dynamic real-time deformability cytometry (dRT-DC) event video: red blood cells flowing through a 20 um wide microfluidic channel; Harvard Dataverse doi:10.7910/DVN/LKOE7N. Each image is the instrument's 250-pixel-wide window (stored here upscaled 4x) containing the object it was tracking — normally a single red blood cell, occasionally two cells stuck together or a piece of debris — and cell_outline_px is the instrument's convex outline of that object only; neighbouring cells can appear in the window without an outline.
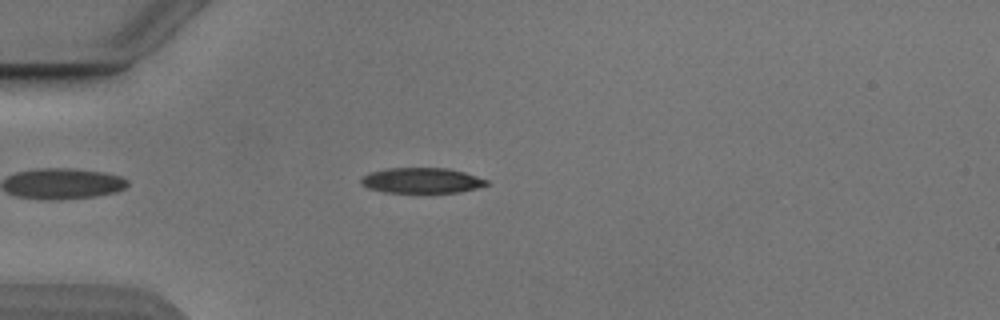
{"species": "Egyptian fruit bat (a non-hibernating species)", "species_latin": "Rousettus aegyptiacus", "temperature_condition": "cold", "stored_images_in_passage": 44, "camera_frame_rate_fps": 3000, "um_per_image_px": 0.085, "animal": {"sex": "male"}, "frame": {"image": 1, "passage_image": 6, "time_ms": 1.667, "image_size_px": [1000, 320], "cell_outline_px": [[488, 184], [480, 188], [460, 192], [384, 192], [368, 188], [360, 184], [360, 180], [368, 172], [384, 168], [448, 168], [464, 172], [488, 180]], "centroid_in_image_um": [35.83, 15.33], "position_along_channel_um": 49.2, "area_um2": 18.67}}
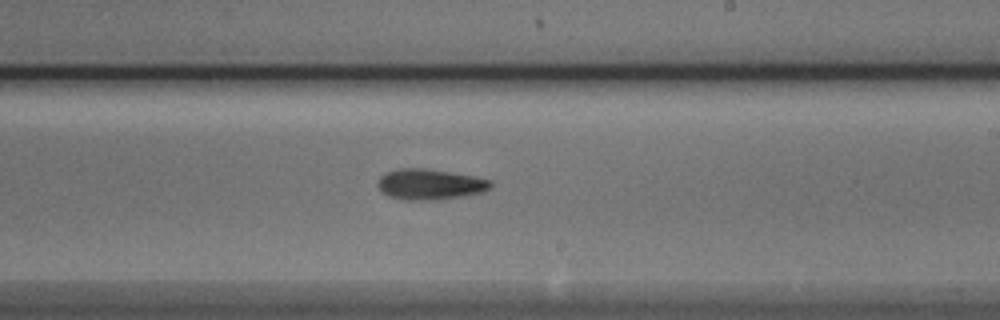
{"frame": {"image": 2, "passage_image": 23, "time_ms": 7.333, "image_size_px": [1000, 320], "cell_outline_px": [[492, 188], [484, 192], [468, 196], [436, 200], [404, 200], [388, 196], [376, 184], [380, 176], [388, 172], [400, 168], [424, 168], [472, 176], [492, 180]], "centroid_in_image_um": [36.58, 15.68], "position_along_channel_um": 252.4, "area_um2": 20.29}}
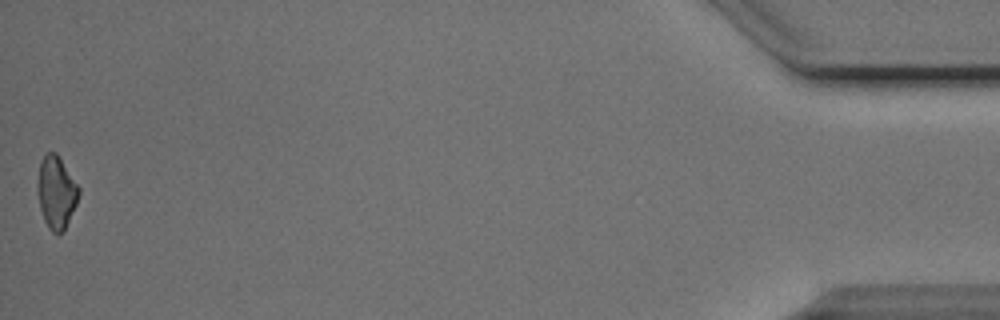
{"frame": {"image": 3, "passage_image": 44, "time_ms": 14.333, "image_size_px": [1000, 320], "cell_outline_px": [[80, 192], [76, 204], [64, 228], [56, 236], [48, 228], [44, 220], [40, 208], [36, 192], [40, 160], [48, 152], [56, 152], [80, 188]], "centroid_in_image_um": [4.76, 16.34], "position_along_channel_um": 430.4, "area_um2": 17.34}, "authors_computed_cell_mechanics": {"area_um2": 18.785, "velocity_mm_per_s": 3.8867, "shape_relaxation_time_tau1_ms": 3.4637, "shape_relaxation_time_tau2_ms": 6.5062, "deformation_change_tau1": 0.1358, "deformation_change_tau2": 0.1733}}